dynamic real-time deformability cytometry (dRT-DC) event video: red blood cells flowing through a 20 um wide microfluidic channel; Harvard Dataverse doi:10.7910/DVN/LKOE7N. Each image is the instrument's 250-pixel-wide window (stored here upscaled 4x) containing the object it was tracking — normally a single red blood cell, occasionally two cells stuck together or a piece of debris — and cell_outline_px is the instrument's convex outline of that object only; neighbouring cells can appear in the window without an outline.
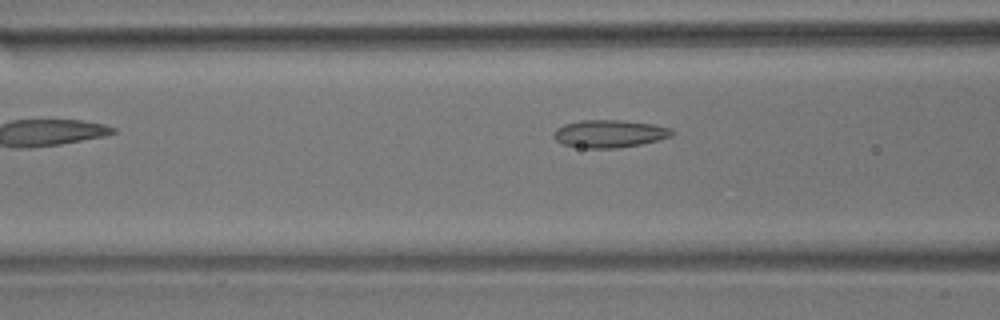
{"species": "common noctule bat (a hibernating species)", "species_latin": "Nyctalus noctula", "temperature_condition": "room temperature", "stored_images_in_passage": 7, "camera_frame_rate_fps": 3000, "um_per_image_px": 0.085, "animal": {"sex": "male", "body_mass_g": 17.9}, "frame": {"image": 1, "passage_image": 7, "time_ms": 7.667, "image_size_px": [1000, 320], "cell_outline_px": [[676, 132], [672, 136], [640, 144], [620, 148], [588, 148], [564, 144], [556, 140], [552, 136], [552, 132], [556, 128], [564, 124], [580, 120], [620, 120], [656, 124], [672, 128]], "centroid_in_image_um": [51.82, 11.35], "position_along_channel_um": 114.8, "area_um2": 19.19}}